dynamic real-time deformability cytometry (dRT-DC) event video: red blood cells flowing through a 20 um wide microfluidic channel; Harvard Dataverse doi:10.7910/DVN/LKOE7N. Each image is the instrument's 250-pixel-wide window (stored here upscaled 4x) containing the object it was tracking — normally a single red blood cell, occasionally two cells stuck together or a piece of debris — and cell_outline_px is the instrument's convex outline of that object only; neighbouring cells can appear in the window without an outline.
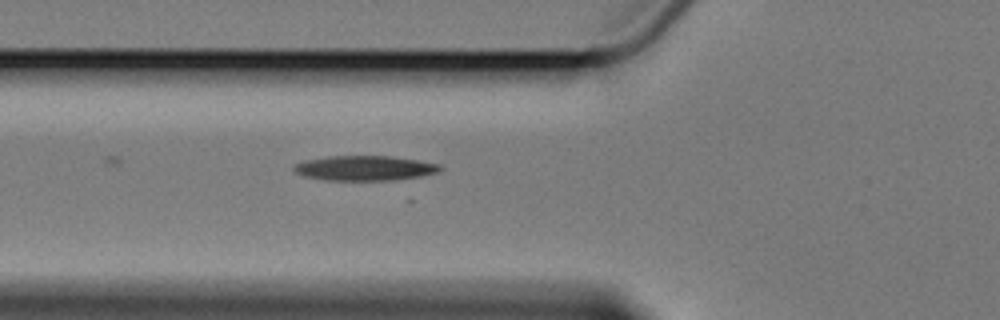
{"species": "Egyptian fruit bat (a non-hibernating species)", "species_latin": "Rousettus aegyptiacus", "temperature_condition": "cold", "stored_images_in_passage": 3, "camera_frame_rate_fps": 3000, "um_per_image_px": 0.085, "animal": {"sex": "female"}, "frame": {"image": 1, "passage_image": 3, "time_ms": 2.333, "image_size_px": [1000, 320], "cell_outline_px": [[444, 168], [440, 172], [420, 176], [396, 180], [324, 180], [304, 176], [296, 172], [292, 168], [296, 164], [304, 160], [328, 156], [392, 156], [440, 164]], "centroid_in_image_um": [31.02, 14.29], "position_along_channel_um": 94.8, "area_um2": 21.27}}